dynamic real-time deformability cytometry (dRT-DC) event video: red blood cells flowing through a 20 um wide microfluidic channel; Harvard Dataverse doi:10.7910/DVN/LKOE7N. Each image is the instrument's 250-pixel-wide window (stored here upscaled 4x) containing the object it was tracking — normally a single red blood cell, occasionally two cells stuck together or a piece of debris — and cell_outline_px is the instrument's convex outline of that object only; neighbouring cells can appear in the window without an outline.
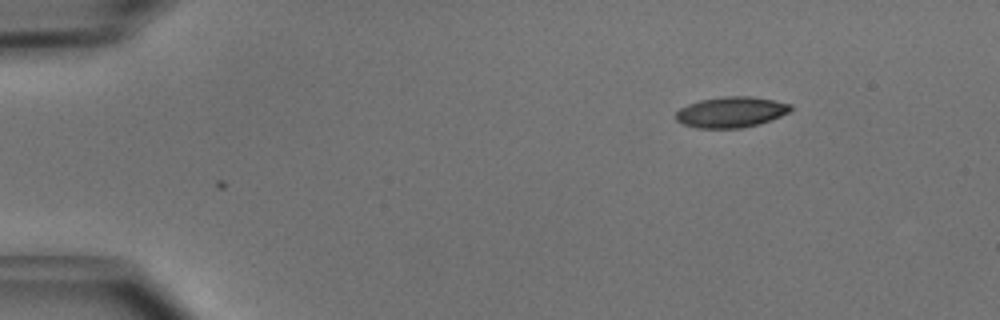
{"species": "common noctule bat (a hibernating species)", "species_latin": "Nyctalus noctula", "temperature_condition": "cold", "stored_images_in_passage": 10, "camera_frame_rate_fps": 3000, "um_per_image_px": 0.085, "animal": {"sex": "male", "body_mass_g": 15.6}, "frame": {"image": 1, "passage_image": 10, "time_ms": 3.0, "image_size_px": [1000, 320], "cell_outline_px": [[792, 112], [756, 124], [740, 128], [696, 128], [684, 124], [676, 120], [676, 112], [680, 108], [688, 104], [700, 100], [724, 96], [752, 96], [792, 104]], "centroid_in_image_um": [62.14, 9.52], "position_along_channel_um": 22.9, "area_um2": 20.46}}